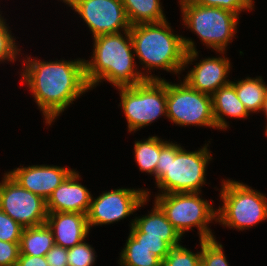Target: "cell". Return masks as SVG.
Listing matches in <instances>:
<instances>
[{"instance_id": "7c38bea8", "label": "cell", "mask_w": 267, "mask_h": 266, "mask_svg": "<svg viewBox=\"0 0 267 266\" xmlns=\"http://www.w3.org/2000/svg\"><path fill=\"white\" fill-rule=\"evenodd\" d=\"M79 15L92 37L130 30L121 0H60Z\"/></svg>"}, {"instance_id": "d6a6232c", "label": "cell", "mask_w": 267, "mask_h": 266, "mask_svg": "<svg viewBox=\"0 0 267 266\" xmlns=\"http://www.w3.org/2000/svg\"><path fill=\"white\" fill-rule=\"evenodd\" d=\"M15 266H49L45 256L19 255Z\"/></svg>"}, {"instance_id": "d6986e66", "label": "cell", "mask_w": 267, "mask_h": 266, "mask_svg": "<svg viewBox=\"0 0 267 266\" xmlns=\"http://www.w3.org/2000/svg\"><path fill=\"white\" fill-rule=\"evenodd\" d=\"M231 84L250 115L261 112L267 92V84L262 76H246L244 79L231 81Z\"/></svg>"}, {"instance_id": "6da1fadb", "label": "cell", "mask_w": 267, "mask_h": 266, "mask_svg": "<svg viewBox=\"0 0 267 266\" xmlns=\"http://www.w3.org/2000/svg\"><path fill=\"white\" fill-rule=\"evenodd\" d=\"M60 59L48 62L26 54L18 73L42 112L44 125L51 127L73 101L91 91L85 78V59Z\"/></svg>"}, {"instance_id": "7402d4cb", "label": "cell", "mask_w": 267, "mask_h": 266, "mask_svg": "<svg viewBox=\"0 0 267 266\" xmlns=\"http://www.w3.org/2000/svg\"><path fill=\"white\" fill-rule=\"evenodd\" d=\"M168 141L157 135H149L148 138H143L141 141L139 139L135 140L133 155L141 173H147L151 177L154 176L155 179V169L159 160L160 150Z\"/></svg>"}, {"instance_id": "cb8c5ba5", "label": "cell", "mask_w": 267, "mask_h": 266, "mask_svg": "<svg viewBox=\"0 0 267 266\" xmlns=\"http://www.w3.org/2000/svg\"><path fill=\"white\" fill-rule=\"evenodd\" d=\"M2 14L0 9V64L4 62L14 64L17 59L19 61L21 60L19 57L25 55L21 52V48L18 46L19 44L16 43V37L12 35L11 27L8 26L9 23L6 22L7 20Z\"/></svg>"}, {"instance_id": "83f0119b", "label": "cell", "mask_w": 267, "mask_h": 266, "mask_svg": "<svg viewBox=\"0 0 267 266\" xmlns=\"http://www.w3.org/2000/svg\"><path fill=\"white\" fill-rule=\"evenodd\" d=\"M129 234L141 245L145 246L149 251L159 257L162 261L172 248L166 241L161 238L145 237V233H141L134 225L130 227Z\"/></svg>"}, {"instance_id": "603a6c76", "label": "cell", "mask_w": 267, "mask_h": 266, "mask_svg": "<svg viewBox=\"0 0 267 266\" xmlns=\"http://www.w3.org/2000/svg\"><path fill=\"white\" fill-rule=\"evenodd\" d=\"M123 246L118 260L120 266H162V260L138 243L130 234Z\"/></svg>"}, {"instance_id": "5b68a950", "label": "cell", "mask_w": 267, "mask_h": 266, "mask_svg": "<svg viewBox=\"0 0 267 266\" xmlns=\"http://www.w3.org/2000/svg\"><path fill=\"white\" fill-rule=\"evenodd\" d=\"M217 221L233 230L244 231L267 220V196L246 183L222 179Z\"/></svg>"}, {"instance_id": "5bb4252c", "label": "cell", "mask_w": 267, "mask_h": 266, "mask_svg": "<svg viewBox=\"0 0 267 266\" xmlns=\"http://www.w3.org/2000/svg\"><path fill=\"white\" fill-rule=\"evenodd\" d=\"M70 167L35 164L21 165L6 172L24 189L47 200L52 192L74 171Z\"/></svg>"}, {"instance_id": "7a4b0ae2", "label": "cell", "mask_w": 267, "mask_h": 266, "mask_svg": "<svg viewBox=\"0 0 267 266\" xmlns=\"http://www.w3.org/2000/svg\"><path fill=\"white\" fill-rule=\"evenodd\" d=\"M129 31L135 58L139 59V66L142 65L141 73L146 80L163 79L152 74L153 70H163L180 78L186 53L197 50L195 41L175 34L167 20L132 25Z\"/></svg>"}, {"instance_id": "e575fe53", "label": "cell", "mask_w": 267, "mask_h": 266, "mask_svg": "<svg viewBox=\"0 0 267 266\" xmlns=\"http://www.w3.org/2000/svg\"><path fill=\"white\" fill-rule=\"evenodd\" d=\"M264 134L267 137V123H266L265 129H264Z\"/></svg>"}, {"instance_id": "9a60e30c", "label": "cell", "mask_w": 267, "mask_h": 266, "mask_svg": "<svg viewBox=\"0 0 267 266\" xmlns=\"http://www.w3.org/2000/svg\"><path fill=\"white\" fill-rule=\"evenodd\" d=\"M80 173L74 170L46 200L47 212L87 214L92 193L82 185Z\"/></svg>"}, {"instance_id": "ffe728a7", "label": "cell", "mask_w": 267, "mask_h": 266, "mask_svg": "<svg viewBox=\"0 0 267 266\" xmlns=\"http://www.w3.org/2000/svg\"><path fill=\"white\" fill-rule=\"evenodd\" d=\"M54 245L52 230L46 223L25 227L19 242L20 255L45 256Z\"/></svg>"}, {"instance_id": "ba28073f", "label": "cell", "mask_w": 267, "mask_h": 266, "mask_svg": "<svg viewBox=\"0 0 267 266\" xmlns=\"http://www.w3.org/2000/svg\"><path fill=\"white\" fill-rule=\"evenodd\" d=\"M120 106L129 133L148 127L160 117L167 118V80H146L143 83L118 87Z\"/></svg>"}, {"instance_id": "836d02e7", "label": "cell", "mask_w": 267, "mask_h": 266, "mask_svg": "<svg viewBox=\"0 0 267 266\" xmlns=\"http://www.w3.org/2000/svg\"><path fill=\"white\" fill-rule=\"evenodd\" d=\"M260 113H264V116H265V120H267V92L265 94V98H264V102H263V107H262V110ZM267 122V121H266Z\"/></svg>"}, {"instance_id": "484cf974", "label": "cell", "mask_w": 267, "mask_h": 266, "mask_svg": "<svg viewBox=\"0 0 267 266\" xmlns=\"http://www.w3.org/2000/svg\"><path fill=\"white\" fill-rule=\"evenodd\" d=\"M216 239L201 240V266H230L223 245Z\"/></svg>"}, {"instance_id": "e0dca14e", "label": "cell", "mask_w": 267, "mask_h": 266, "mask_svg": "<svg viewBox=\"0 0 267 266\" xmlns=\"http://www.w3.org/2000/svg\"><path fill=\"white\" fill-rule=\"evenodd\" d=\"M152 203V209L145 215L134 216L129 227L134 225L141 233H145V237L161 238L171 247L181 245L180 233L167 219L161 208L155 202Z\"/></svg>"}, {"instance_id": "3957f363", "label": "cell", "mask_w": 267, "mask_h": 266, "mask_svg": "<svg viewBox=\"0 0 267 266\" xmlns=\"http://www.w3.org/2000/svg\"><path fill=\"white\" fill-rule=\"evenodd\" d=\"M90 59L84 60L85 78L91 90L103 81L115 88L146 81L136 62L130 31L93 37Z\"/></svg>"}, {"instance_id": "4dcf8cb0", "label": "cell", "mask_w": 267, "mask_h": 266, "mask_svg": "<svg viewBox=\"0 0 267 266\" xmlns=\"http://www.w3.org/2000/svg\"><path fill=\"white\" fill-rule=\"evenodd\" d=\"M19 243L0 240V266H15L19 259Z\"/></svg>"}, {"instance_id": "8fae6325", "label": "cell", "mask_w": 267, "mask_h": 266, "mask_svg": "<svg viewBox=\"0 0 267 266\" xmlns=\"http://www.w3.org/2000/svg\"><path fill=\"white\" fill-rule=\"evenodd\" d=\"M0 209L21 226L32 227L46 223V200L24 189L6 171L0 181Z\"/></svg>"}, {"instance_id": "f1b7e54d", "label": "cell", "mask_w": 267, "mask_h": 266, "mask_svg": "<svg viewBox=\"0 0 267 266\" xmlns=\"http://www.w3.org/2000/svg\"><path fill=\"white\" fill-rule=\"evenodd\" d=\"M206 7H218L231 11L241 17L240 13L254 10L255 1L254 0H192Z\"/></svg>"}, {"instance_id": "ac0fdd59", "label": "cell", "mask_w": 267, "mask_h": 266, "mask_svg": "<svg viewBox=\"0 0 267 266\" xmlns=\"http://www.w3.org/2000/svg\"><path fill=\"white\" fill-rule=\"evenodd\" d=\"M212 106L216 127L220 131H227L230 128L226 118L246 120L250 116L244 104L239 100L235 87L231 83L220 87L212 95Z\"/></svg>"}, {"instance_id": "8992f818", "label": "cell", "mask_w": 267, "mask_h": 266, "mask_svg": "<svg viewBox=\"0 0 267 266\" xmlns=\"http://www.w3.org/2000/svg\"><path fill=\"white\" fill-rule=\"evenodd\" d=\"M182 25L197 35L202 45L214 51H226L236 38L239 16L218 7H206L192 0H179Z\"/></svg>"}, {"instance_id": "4fadbf2b", "label": "cell", "mask_w": 267, "mask_h": 266, "mask_svg": "<svg viewBox=\"0 0 267 266\" xmlns=\"http://www.w3.org/2000/svg\"><path fill=\"white\" fill-rule=\"evenodd\" d=\"M216 57H205L198 61L199 52L197 50L187 52L184 61L183 71L194 65L186 76L183 75V80L192 88L199 92L213 95L220 87L231 83L230 71L232 63L229 57H226V51H215ZM222 54V55H221ZM195 61V62H194ZM194 62V63H193ZM189 65V66H188Z\"/></svg>"}, {"instance_id": "1f68e13d", "label": "cell", "mask_w": 267, "mask_h": 266, "mask_svg": "<svg viewBox=\"0 0 267 266\" xmlns=\"http://www.w3.org/2000/svg\"><path fill=\"white\" fill-rule=\"evenodd\" d=\"M49 266H68L67 248L54 245L45 255Z\"/></svg>"}, {"instance_id": "f546056e", "label": "cell", "mask_w": 267, "mask_h": 266, "mask_svg": "<svg viewBox=\"0 0 267 266\" xmlns=\"http://www.w3.org/2000/svg\"><path fill=\"white\" fill-rule=\"evenodd\" d=\"M23 226L0 209V240L19 243Z\"/></svg>"}, {"instance_id": "4316f807", "label": "cell", "mask_w": 267, "mask_h": 266, "mask_svg": "<svg viewBox=\"0 0 267 266\" xmlns=\"http://www.w3.org/2000/svg\"><path fill=\"white\" fill-rule=\"evenodd\" d=\"M85 239L80 244H77L67 249L68 266H94L97 261L95 248L86 242Z\"/></svg>"}, {"instance_id": "277c9868", "label": "cell", "mask_w": 267, "mask_h": 266, "mask_svg": "<svg viewBox=\"0 0 267 266\" xmlns=\"http://www.w3.org/2000/svg\"><path fill=\"white\" fill-rule=\"evenodd\" d=\"M187 151L177 142L168 141L160 150L155 169V194L202 192L207 185V167L213 160L209 143ZM209 148V149H208Z\"/></svg>"}, {"instance_id": "52a82bcc", "label": "cell", "mask_w": 267, "mask_h": 266, "mask_svg": "<svg viewBox=\"0 0 267 266\" xmlns=\"http://www.w3.org/2000/svg\"><path fill=\"white\" fill-rule=\"evenodd\" d=\"M154 196L153 201L182 237H185L184 234L189 230L193 231V227L198 230L199 240L216 237L209 224H216L217 208L213 207V200L209 201L202 197V192L167 193Z\"/></svg>"}, {"instance_id": "44dd1931", "label": "cell", "mask_w": 267, "mask_h": 266, "mask_svg": "<svg viewBox=\"0 0 267 266\" xmlns=\"http://www.w3.org/2000/svg\"><path fill=\"white\" fill-rule=\"evenodd\" d=\"M130 25L158 23L165 20L161 0H121Z\"/></svg>"}, {"instance_id": "2e32d148", "label": "cell", "mask_w": 267, "mask_h": 266, "mask_svg": "<svg viewBox=\"0 0 267 266\" xmlns=\"http://www.w3.org/2000/svg\"><path fill=\"white\" fill-rule=\"evenodd\" d=\"M46 224L53 233L54 244L71 248L89 236L86 214L72 212H48Z\"/></svg>"}, {"instance_id": "30bf717a", "label": "cell", "mask_w": 267, "mask_h": 266, "mask_svg": "<svg viewBox=\"0 0 267 266\" xmlns=\"http://www.w3.org/2000/svg\"><path fill=\"white\" fill-rule=\"evenodd\" d=\"M151 191L145 188H116L92 195L90 207L86 214L88 226L110 225L129 218L133 213L150 202Z\"/></svg>"}, {"instance_id": "9c48e42d", "label": "cell", "mask_w": 267, "mask_h": 266, "mask_svg": "<svg viewBox=\"0 0 267 266\" xmlns=\"http://www.w3.org/2000/svg\"><path fill=\"white\" fill-rule=\"evenodd\" d=\"M167 81V119L179 127L196 126L216 129L212 96L192 89L184 80Z\"/></svg>"}, {"instance_id": "d4e9b609", "label": "cell", "mask_w": 267, "mask_h": 266, "mask_svg": "<svg viewBox=\"0 0 267 266\" xmlns=\"http://www.w3.org/2000/svg\"><path fill=\"white\" fill-rule=\"evenodd\" d=\"M199 242L200 249L196 253L186 245L172 247L162 261V266H201V240Z\"/></svg>"}]
</instances>
